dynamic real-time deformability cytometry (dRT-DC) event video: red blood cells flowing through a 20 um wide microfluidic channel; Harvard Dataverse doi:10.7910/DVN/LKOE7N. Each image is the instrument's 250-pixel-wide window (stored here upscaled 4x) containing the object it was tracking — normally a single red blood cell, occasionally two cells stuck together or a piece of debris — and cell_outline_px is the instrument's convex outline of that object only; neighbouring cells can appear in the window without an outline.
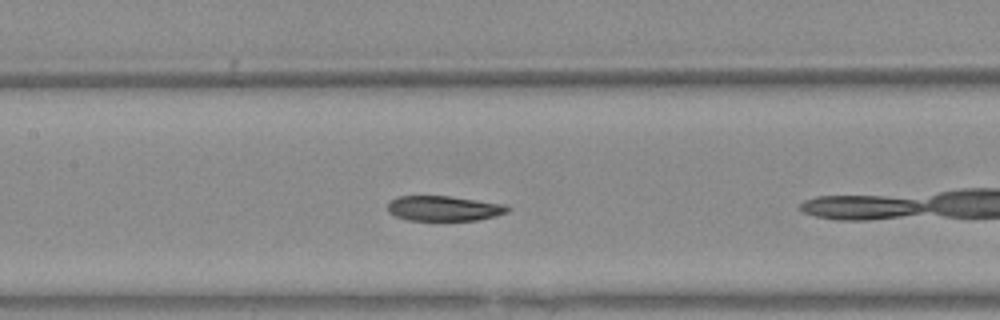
{"species": "Egyptian fruit bat (a non-hibernating species)", "species_latin": "Rousettus aegyptiacus", "temperature_condition": "warm", "stored_images_in_passage": 22, "camera_frame_rate_fps": 3000, "um_per_image_px": 0.085, "animal": {"sex": "female"}, "frame": {"image": 1, "passage_image": 9, "time_ms": 2.667, "image_size_px": [1000, 320], "cell_outline_px": [[508, 212], [476, 220], [408, 220], [396, 216], [388, 212], [388, 204], [396, 196], [452, 196], [504, 204], [508, 208]], "centroid_in_image_um": [37.69, 17.7], "position_along_channel_um": 169.7, "area_um2": 17.34}}
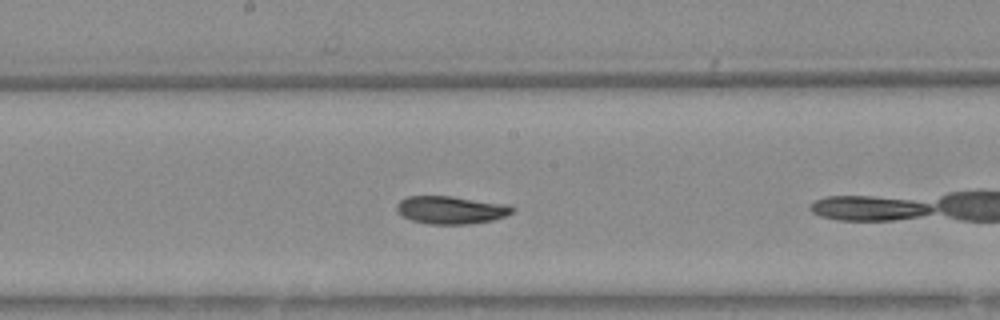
{"frame": {"image": 2, "passage_image": 12, "time_ms": 3.667, "image_size_px": [1000, 320], "cell_outline_px": [[516, 208], [512, 212], [504, 216], [492, 220], [468, 224], [428, 224], [412, 220], [404, 216], [396, 208], [396, 204], [400, 200], [408, 196], [452, 196], [496, 204]], "centroid_in_image_um": [38.25, 17.85], "position_along_channel_um": 210.0, "area_um2": 18.15}}